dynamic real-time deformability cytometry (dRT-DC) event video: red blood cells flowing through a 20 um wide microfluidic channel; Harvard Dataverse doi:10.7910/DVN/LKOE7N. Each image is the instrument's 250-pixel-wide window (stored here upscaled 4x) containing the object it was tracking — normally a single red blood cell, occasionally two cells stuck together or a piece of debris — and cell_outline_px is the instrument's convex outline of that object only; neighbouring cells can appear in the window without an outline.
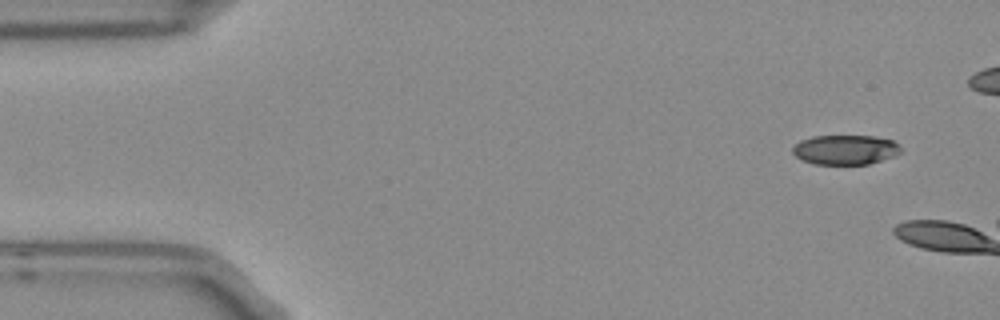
{"species": "Egyptian fruit bat (a non-hibernating species)", "species_latin": "Rousettus aegyptiacus", "temperature_condition": "room temperature", "stored_images_in_passage": 3, "camera_frame_rate_fps": 3000, "um_per_image_px": 0.085, "frame": {"image": 1, "passage_image": 1, "time_ms": 0.0, "image_size_px": [1000, 320], "cell_outline_px": [[900, 152], [896, 156], [868, 164], [816, 164], [804, 160], [796, 156], [792, 152], [792, 148], [800, 140], [812, 136], [876, 136], [892, 140], [900, 144]], "centroid_in_image_um": [71.88, 12.72], "position_along_channel_um": 13.1, "area_um2": 18.73}}